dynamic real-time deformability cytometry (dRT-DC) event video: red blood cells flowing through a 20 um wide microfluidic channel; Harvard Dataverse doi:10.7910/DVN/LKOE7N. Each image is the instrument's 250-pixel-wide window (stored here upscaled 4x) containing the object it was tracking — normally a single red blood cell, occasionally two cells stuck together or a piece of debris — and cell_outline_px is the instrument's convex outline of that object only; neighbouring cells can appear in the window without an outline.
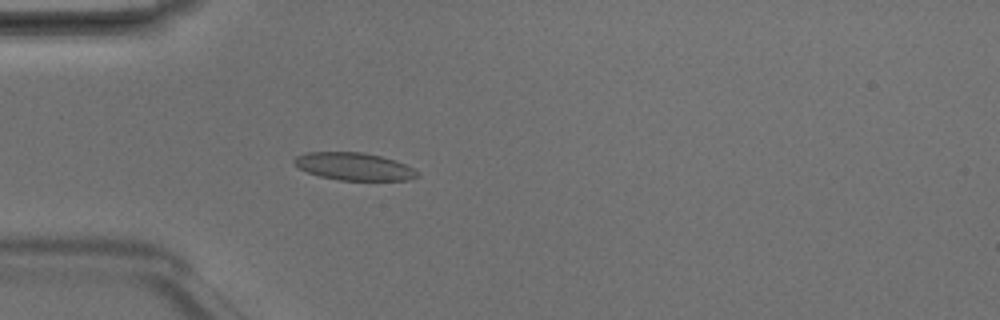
{"species": "Egyptian fruit bat (a non-hibernating species)", "species_latin": "Rousettus aegyptiacus", "temperature_condition": "room temperature", "stored_images_in_passage": 5, "camera_frame_rate_fps": 3000, "um_per_image_px": 0.085, "animal": {"sex": "male"}, "frame": {"image": 1, "passage_image": 5, "time_ms": 1.333, "image_size_px": [1000, 320], "cell_outline_px": [[420, 176], [408, 180], [340, 180], [320, 176], [296, 168], [292, 164], [292, 160], [296, 156], [308, 152], [360, 152], [380, 156], [396, 160], [412, 168]], "centroid_in_image_um": [30.04, 14.15], "position_along_channel_um": 55.0, "area_um2": 19.77}}